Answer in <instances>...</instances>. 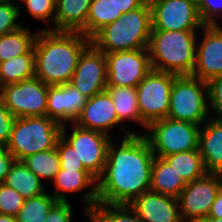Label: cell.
<instances>
[{"label": "cell", "instance_id": "obj_33", "mask_svg": "<svg viewBox=\"0 0 222 222\" xmlns=\"http://www.w3.org/2000/svg\"><path fill=\"white\" fill-rule=\"evenodd\" d=\"M24 198L17 190L0 183V214L17 216L23 206Z\"/></svg>", "mask_w": 222, "mask_h": 222}, {"label": "cell", "instance_id": "obj_45", "mask_svg": "<svg viewBox=\"0 0 222 222\" xmlns=\"http://www.w3.org/2000/svg\"><path fill=\"white\" fill-rule=\"evenodd\" d=\"M90 222H99L92 214L89 216Z\"/></svg>", "mask_w": 222, "mask_h": 222}, {"label": "cell", "instance_id": "obj_10", "mask_svg": "<svg viewBox=\"0 0 222 222\" xmlns=\"http://www.w3.org/2000/svg\"><path fill=\"white\" fill-rule=\"evenodd\" d=\"M68 124L62 125L61 137L75 150L76 156L84 167L98 179L105 168L108 146L112 137L108 135L84 129L71 123L72 132L67 136Z\"/></svg>", "mask_w": 222, "mask_h": 222}, {"label": "cell", "instance_id": "obj_30", "mask_svg": "<svg viewBox=\"0 0 222 222\" xmlns=\"http://www.w3.org/2000/svg\"><path fill=\"white\" fill-rule=\"evenodd\" d=\"M58 201L47 191L38 196L25 199L20 212L17 214V222H44L51 208Z\"/></svg>", "mask_w": 222, "mask_h": 222}, {"label": "cell", "instance_id": "obj_16", "mask_svg": "<svg viewBox=\"0 0 222 222\" xmlns=\"http://www.w3.org/2000/svg\"><path fill=\"white\" fill-rule=\"evenodd\" d=\"M55 190L51 193L57 201H69L66 193L79 192L88 188L82 194V201L84 203L83 212L87 217L91 215L96 205L98 204L97 196V179L89 171H77L60 169L54 180ZM89 190V191H88Z\"/></svg>", "mask_w": 222, "mask_h": 222}, {"label": "cell", "instance_id": "obj_32", "mask_svg": "<svg viewBox=\"0 0 222 222\" xmlns=\"http://www.w3.org/2000/svg\"><path fill=\"white\" fill-rule=\"evenodd\" d=\"M55 3L56 0H25L23 4L28 11V13L35 20H43L50 25L52 23V28H48V30L54 31V18H55Z\"/></svg>", "mask_w": 222, "mask_h": 222}, {"label": "cell", "instance_id": "obj_5", "mask_svg": "<svg viewBox=\"0 0 222 222\" xmlns=\"http://www.w3.org/2000/svg\"><path fill=\"white\" fill-rule=\"evenodd\" d=\"M62 125L48 116L16 118L5 148L16 160L56 148Z\"/></svg>", "mask_w": 222, "mask_h": 222}, {"label": "cell", "instance_id": "obj_9", "mask_svg": "<svg viewBox=\"0 0 222 222\" xmlns=\"http://www.w3.org/2000/svg\"><path fill=\"white\" fill-rule=\"evenodd\" d=\"M48 85L33 77L0 87V99L16 117L47 116Z\"/></svg>", "mask_w": 222, "mask_h": 222}, {"label": "cell", "instance_id": "obj_11", "mask_svg": "<svg viewBox=\"0 0 222 222\" xmlns=\"http://www.w3.org/2000/svg\"><path fill=\"white\" fill-rule=\"evenodd\" d=\"M152 30L196 31L204 26L191 0H148Z\"/></svg>", "mask_w": 222, "mask_h": 222}, {"label": "cell", "instance_id": "obj_17", "mask_svg": "<svg viewBox=\"0 0 222 222\" xmlns=\"http://www.w3.org/2000/svg\"><path fill=\"white\" fill-rule=\"evenodd\" d=\"M88 99L70 83L48 86L47 116L61 125L74 123Z\"/></svg>", "mask_w": 222, "mask_h": 222}, {"label": "cell", "instance_id": "obj_39", "mask_svg": "<svg viewBox=\"0 0 222 222\" xmlns=\"http://www.w3.org/2000/svg\"><path fill=\"white\" fill-rule=\"evenodd\" d=\"M72 205L69 201H58L50 210L44 222H71Z\"/></svg>", "mask_w": 222, "mask_h": 222}, {"label": "cell", "instance_id": "obj_44", "mask_svg": "<svg viewBox=\"0 0 222 222\" xmlns=\"http://www.w3.org/2000/svg\"><path fill=\"white\" fill-rule=\"evenodd\" d=\"M133 222H144L133 210Z\"/></svg>", "mask_w": 222, "mask_h": 222}, {"label": "cell", "instance_id": "obj_36", "mask_svg": "<svg viewBox=\"0 0 222 222\" xmlns=\"http://www.w3.org/2000/svg\"><path fill=\"white\" fill-rule=\"evenodd\" d=\"M21 8L11 2L0 4V36L21 27L15 21L20 16Z\"/></svg>", "mask_w": 222, "mask_h": 222}, {"label": "cell", "instance_id": "obj_7", "mask_svg": "<svg viewBox=\"0 0 222 222\" xmlns=\"http://www.w3.org/2000/svg\"><path fill=\"white\" fill-rule=\"evenodd\" d=\"M200 127L186 121H176L168 117L154 121L142 133L148 140L154 156H166L198 150Z\"/></svg>", "mask_w": 222, "mask_h": 222}, {"label": "cell", "instance_id": "obj_21", "mask_svg": "<svg viewBox=\"0 0 222 222\" xmlns=\"http://www.w3.org/2000/svg\"><path fill=\"white\" fill-rule=\"evenodd\" d=\"M92 0H56L54 31L80 32L86 26Z\"/></svg>", "mask_w": 222, "mask_h": 222}, {"label": "cell", "instance_id": "obj_34", "mask_svg": "<svg viewBox=\"0 0 222 222\" xmlns=\"http://www.w3.org/2000/svg\"><path fill=\"white\" fill-rule=\"evenodd\" d=\"M56 150L59 156L61 169L88 171L76 156L73 147L62 137L57 141Z\"/></svg>", "mask_w": 222, "mask_h": 222}, {"label": "cell", "instance_id": "obj_23", "mask_svg": "<svg viewBox=\"0 0 222 222\" xmlns=\"http://www.w3.org/2000/svg\"><path fill=\"white\" fill-rule=\"evenodd\" d=\"M4 183L17 190L24 199L46 192L42 180L35 176L20 160H15Z\"/></svg>", "mask_w": 222, "mask_h": 222}, {"label": "cell", "instance_id": "obj_12", "mask_svg": "<svg viewBox=\"0 0 222 222\" xmlns=\"http://www.w3.org/2000/svg\"><path fill=\"white\" fill-rule=\"evenodd\" d=\"M107 87H136L151 71L148 48L106 53Z\"/></svg>", "mask_w": 222, "mask_h": 222}, {"label": "cell", "instance_id": "obj_41", "mask_svg": "<svg viewBox=\"0 0 222 222\" xmlns=\"http://www.w3.org/2000/svg\"><path fill=\"white\" fill-rule=\"evenodd\" d=\"M118 12L126 13L141 7L147 0H113Z\"/></svg>", "mask_w": 222, "mask_h": 222}, {"label": "cell", "instance_id": "obj_1", "mask_svg": "<svg viewBox=\"0 0 222 222\" xmlns=\"http://www.w3.org/2000/svg\"><path fill=\"white\" fill-rule=\"evenodd\" d=\"M119 146L109 143L102 175L97 179L98 203L130 204L150 190L154 154L143 134L125 130Z\"/></svg>", "mask_w": 222, "mask_h": 222}, {"label": "cell", "instance_id": "obj_15", "mask_svg": "<svg viewBox=\"0 0 222 222\" xmlns=\"http://www.w3.org/2000/svg\"><path fill=\"white\" fill-rule=\"evenodd\" d=\"M203 38L196 46L192 76L204 82L222 74V26L204 25Z\"/></svg>", "mask_w": 222, "mask_h": 222}, {"label": "cell", "instance_id": "obj_49", "mask_svg": "<svg viewBox=\"0 0 222 222\" xmlns=\"http://www.w3.org/2000/svg\"><path fill=\"white\" fill-rule=\"evenodd\" d=\"M21 3H23L25 0H19ZM11 3L12 4H15V5H17V6H19L20 7V5H19V3L17 4V3H13V0H11Z\"/></svg>", "mask_w": 222, "mask_h": 222}, {"label": "cell", "instance_id": "obj_46", "mask_svg": "<svg viewBox=\"0 0 222 222\" xmlns=\"http://www.w3.org/2000/svg\"><path fill=\"white\" fill-rule=\"evenodd\" d=\"M212 222H222V218H209Z\"/></svg>", "mask_w": 222, "mask_h": 222}, {"label": "cell", "instance_id": "obj_29", "mask_svg": "<svg viewBox=\"0 0 222 222\" xmlns=\"http://www.w3.org/2000/svg\"><path fill=\"white\" fill-rule=\"evenodd\" d=\"M26 167L40 180H54L60 171V160L56 148L40 151L22 160Z\"/></svg>", "mask_w": 222, "mask_h": 222}, {"label": "cell", "instance_id": "obj_35", "mask_svg": "<svg viewBox=\"0 0 222 222\" xmlns=\"http://www.w3.org/2000/svg\"><path fill=\"white\" fill-rule=\"evenodd\" d=\"M207 84L209 110H213L209 119H222V74L212 78Z\"/></svg>", "mask_w": 222, "mask_h": 222}, {"label": "cell", "instance_id": "obj_4", "mask_svg": "<svg viewBox=\"0 0 222 222\" xmlns=\"http://www.w3.org/2000/svg\"><path fill=\"white\" fill-rule=\"evenodd\" d=\"M196 31L151 30L148 51L153 70L192 75L196 62Z\"/></svg>", "mask_w": 222, "mask_h": 222}, {"label": "cell", "instance_id": "obj_8", "mask_svg": "<svg viewBox=\"0 0 222 222\" xmlns=\"http://www.w3.org/2000/svg\"><path fill=\"white\" fill-rule=\"evenodd\" d=\"M177 75L151 69L136 86L137 102L142 121L150 123L166 118L170 106V91Z\"/></svg>", "mask_w": 222, "mask_h": 222}, {"label": "cell", "instance_id": "obj_24", "mask_svg": "<svg viewBox=\"0 0 222 222\" xmlns=\"http://www.w3.org/2000/svg\"><path fill=\"white\" fill-rule=\"evenodd\" d=\"M106 91L112 98L120 123L125 120H131L140 124L142 128L147 129V125L142 121L140 116L136 87H106Z\"/></svg>", "mask_w": 222, "mask_h": 222}, {"label": "cell", "instance_id": "obj_47", "mask_svg": "<svg viewBox=\"0 0 222 222\" xmlns=\"http://www.w3.org/2000/svg\"><path fill=\"white\" fill-rule=\"evenodd\" d=\"M8 2H11V0H0V4H5V3H8Z\"/></svg>", "mask_w": 222, "mask_h": 222}, {"label": "cell", "instance_id": "obj_38", "mask_svg": "<svg viewBox=\"0 0 222 222\" xmlns=\"http://www.w3.org/2000/svg\"><path fill=\"white\" fill-rule=\"evenodd\" d=\"M15 119L0 99V145L6 146L8 143Z\"/></svg>", "mask_w": 222, "mask_h": 222}, {"label": "cell", "instance_id": "obj_28", "mask_svg": "<svg viewBox=\"0 0 222 222\" xmlns=\"http://www.w3.org/2000/svg\"><path fill=\"white\" fill-rule=\"evenodd\" d=\"M164 159L186 183L199 179L208 173L199 150L175 153L164 157Z\"/></svg>", "mask_w": 222, "mask_h": 222}, {"label": "cell", "instance_id": "obj_42", "mask_svg": "<svg viewBox=\"0 0 222 222\" xmlns=\"http://www.w3.org/2000/svg\"><path fill=\"white\" fill-rule=\"evenodd\" d=\"M207 218H222V188L216 195Z\"/></svg>", "mask_w": 222, "mask_h": 222}, {"label": "cell", "instance_id": "obj_6", "mask_svg": "<svg viewBox=\"0 0 222 222\" xmlns=\"http://www.w3.org/2000/svg\"><path fill=\"white\" fill-rule=\"evenodd\" d=\"M208 108L207 82L192 75H181L174 78L170 91L168 118L201 126L211 115V113L208 114Z\"/></svg>", "mask_w": 222, "mask_h": 222}, {"label": "cell", "instance_id": "obj_37", "mask_svg": "<svg viewBox=\"0 0 222 222\" xmlns=\"http://www.w3.org/2000/svg\"><path fill=\"white\" fill-rule=\"evenodd\" d=\"M198 12L204 25H219L217 17H222V0H201Z\"/></svg>", "mask_w": 222, "mask_h": 222}, {"label": "cell", "instance_id": "obj_26", "mask_svg": "<svg viewBox=\"0 0 222 222\" xmlns=\"http://www.w3.org/2000/svg\"><path fill=\"white\" fill-rule=\"evenodd\" d=\"M122 14L118 12L113 0H92L86 26L80 33L91 39L99 30L116 21Z\"/></svg>", "mask_w": 222, "mask_h": 222}, {"label": "cell", "instance_id": "obj_43", "mask_svg": "<svg viewBox=\"0 0 222 222\" xmlns=\"http://www.w3.org/2000/svg\"><path fill=\"white\" fill-rule=\"evenodd\" d=\"M0 222H17V218L12 215L0 214Z\"/></svg>", "mask_w": 222, "mask_h": 222}, {"label": "cell", "instance_id": "obj_27", "mask_svg": "<svg viewBox=\"0 0 222 222\" xmlns=\"http://www.w3.org/2000/svg\"><path fill=\"white\" fill-rule=\"evenodd\" d=\"M35 53L0 62V87L35 77Z\"/></svg>", "mask_w": 222, "mask_h": 222}, {"label": "cell", "instance_id": "obj_19", "mask_svg": "<svg viewBox=\"0 0 222 222\" xmlns=\"http://www.w3.org/2000/svg\"><path fill=\"white\" fill-rule=\"evenodd\" d=\"M129 205L144 222H183L175 197L149 190Z\"/></svg>", "mask_w": 222, "mask_h": 222}, {"label": "cell", "instance_id": "obj_2", "mask_svg": "<svg viewBox=\"0 0 222 222\" xmlns=\"http://www.w3.org/2000/svg\"><path fill=\"white\" fill-rule=\"evenodd\" d=\"M91 39L76 31H38L34 44L35 77L48 86L69 83Z\"/></svg>", "mask_w": 222, "mask_h": 222}, {"label": "cell", "instance_id": "obj_13", "mask_svg": "<svg viewBox=\"0 0 222 222\" xmlns=\"http://www.w3.org/2000/svg\"><path fill=\"white\" fill-rule=\"evenodd\" d=\"M222 188L221 173H207L187 183L178 196L183 222L208 217L216 195Z\"/></svg>", "mask_w": 222, "mask_h": 222}, {"label": "cell", "instance_id": "obj_18", "mask_svg": "<svg viewBox=\"0 0 222 222\" xmlns=\"http://www.w3.org/2000/svg\"><path fill=\"white\" fill-rule=\"evenodd\" d=\"M74 124L110 137L112 128L121 123L117 118L112 98L105 90L88 99Z\"/></svg>", "mask_w": 222, "mask_h": 222}, {"label": "cell", "instance_id": "obj_22", "mask_svg": "<svg viewBox=\"0 0 222 222\" xmlns=\"http://www.w3.org/2000/svg\"><path fill=\"white\" fill-rule=\"evenodd\" d=\"M186 185L164 158L155 156L151 168L150 191L178 198Z\"/></svg>", "mask_w": 222, "mask_h": 222}, {"label": "cell", "instance_id": "obj_48", "mask_svg": "<svg viewBox=\"0 0 222 222\" xmlns=\"http://www.w3.org/2000/svg\"><path fill=\"white\" fill-rule=\"evenodd\" d=\"M192 2H194L197 6L200 4L201 0H191Z\"/></svg>", "mask_w": 222, "mask_h": 222}, {"label": "cell", "instance_id": "obj_25", "mask_svg": "<svg viewBox=\"0 0 222 222\" xmlns=\"http://www.w3.org/2000/svg\"><path fill=\"white\" fill-rule=\"evenodd\" d=\"M38 31L32 33L29 28L18 29L0 36V62L26 53H34V44Z\"/></svg>", "mask_w": 222, "mask_h": 222}, {"label": "cell", "instance_id": "obj_20", "mask_svg": "<svg viewBox=\"0 0 222 222\" xmlns=\"http://www.w3.org/2000/svg\"><path fill=\"white\" fill-rule=\"evenodd\" d=\"M198 150L207 172L222 174V119H208L200 127Z\"/></svg>", "mask_w": 222, "mask_h": 222}, {"label": "cell", "instance_id": "obj_14", "mask_svg": "<svg viewBox=\"0 0 222 222\" xmlns=\"http://www.w3.org/2000/svg\"><path fill=\"white\" fill-rule=\"evenodd\" d=\"M69 83L88 98L105 91L107 87L105 53L90 43L80 54Z\"/></svg>", "mask_w": 222, "mask_h": 222}, {"label": "cell", "instance_id": "obj_31", "mask_svg": "<svg viewBox=\"0 0 222 222\" xmlns=\"http://www.w3.org/2000/svg\"><path fill=\"white\" fill-rule=\"evenodd\" d=\"M91 214L99 222H133V209L128 204L98 203Z\"/></svg>", "mask_w": 222, "mask_h": 222}, {"label": "cell", "instance_id": "obj_40", "mask_svg": "<svg viewBox=\"0 0 222 222\" xmlns=\"http://www.w3.org/2000/svg\"><path fill=\"white\" fill-rule=\"evenodd\" d=\"M15 160L5 146L0 145V183H4Z\"/></svg>", "mask_w": 222, "mask_h": 222}, {"label": "cell", "instance_id": "obj_3", "mask_svg": "<svg viewBox=\"0 0 222 222\" xmlns=\"http://www.w3.org/2000/svg\"><path fill=\"white\" fill-rule=\"evenodd\" d=\"M151 30V7L147 0L141 7L123 13L104 26L91 38V43L105 54L146 49Z\"/></svg>", "mask_w": 222, "mask_h": 222}]
</instances>
